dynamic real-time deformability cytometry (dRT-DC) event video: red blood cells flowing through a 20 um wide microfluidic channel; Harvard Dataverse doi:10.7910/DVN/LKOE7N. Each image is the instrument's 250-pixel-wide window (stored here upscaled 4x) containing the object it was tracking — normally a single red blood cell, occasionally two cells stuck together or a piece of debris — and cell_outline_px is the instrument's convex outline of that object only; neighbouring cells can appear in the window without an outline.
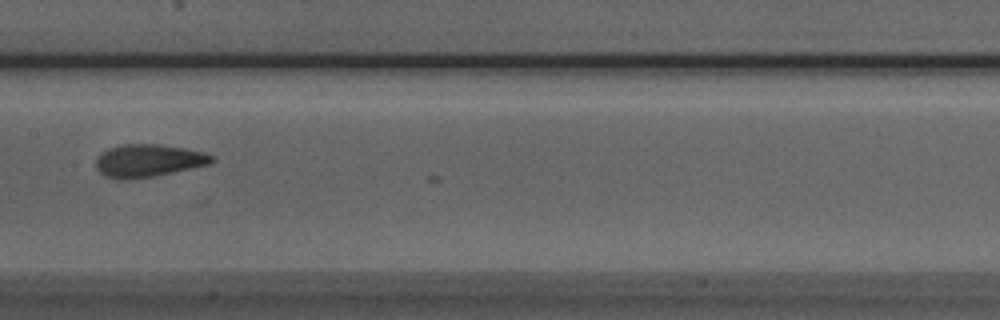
{"species": "Egyptian fruit bat (a non-hibernating species)", "species_latin": "Rousettus aegyptiacus", "temperature_condition": "room temperature", "stored_images_in_passage": 13, "camera_frame_rate_fps": 3000, "um_per_image_px": 0.085, "animal": {"sex": "male"}, "frame": {"image": 1, "passage_image": 10, "time_ms": 3.0, "image_size_px": [1000, 320], "cell_outline_px": [[216, 160], [208, 164], [172, 172], [152, 176], [124, 180], [116, 180], [104, 176], [96, 168], [96, 160], [100, 152], [108, 148], [120, 144], [156, 144], [184, 148], [204, 152], [212, 156]], "centroid_in_image_um": [12.54, 13.65], "position_along_channel_um": 194.9, "area_um2": 22.02}}
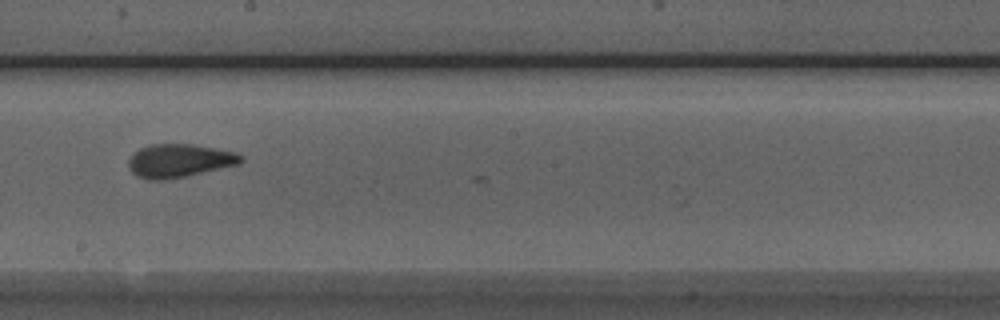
{"frame": {"image": 2, "passage_image": 11, "time_ms": 3.333, "image_size_px": [1000, 320], "cell_outline_px": [[244, 160], [240, 164], [188, 176], [164, 180], [148, 180], [136, 176], [128, 168], [128, 160], [140, 148], [152, 144], [192, 144], [236, 152], [244, 156]], "centroid_in_image_um": [15.26, 13.67], "position_along_channel_um": 232.9, "area_um2": 22.02}}
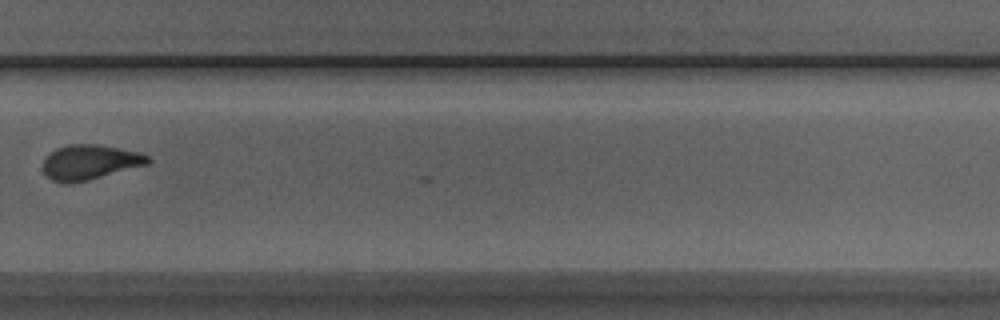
{"frame": {"image": 3, "passage_image": 13, "time_ms": 4.0, "image_size_px": [1000, 320], "cell_outline_px": [[152, 160], [148, 164], [88, 180], [72, 184], [64, 184], [52, 180], [44, 172], [44, 160], [56, 148], [68, 144], [96, 144], [140, 152], [148, 156]], "centroid_in_image_um": [7.65, 13.79], "position_along_channel_um": 322.2, "area_um2": 21.21}}